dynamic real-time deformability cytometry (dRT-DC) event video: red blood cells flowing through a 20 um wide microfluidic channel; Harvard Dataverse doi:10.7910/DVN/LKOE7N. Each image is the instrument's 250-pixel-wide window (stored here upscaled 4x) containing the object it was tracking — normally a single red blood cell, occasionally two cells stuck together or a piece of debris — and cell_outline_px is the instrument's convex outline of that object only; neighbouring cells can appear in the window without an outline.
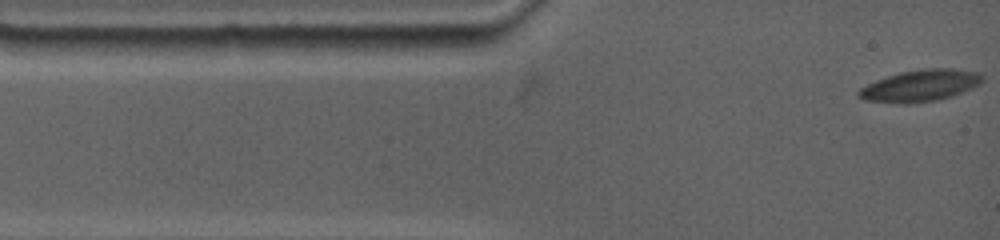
{"species": "common noctule bat (a hibernating species)", "species_latin": "Nyctalus noctula", "temperature_condition": "warm", "stored_images_in_passage": 81, "camera_frame_rate_fps": 4500, "um_per_image_px": 0.085, "animal": {"sex": "female", "body_mass_g": 19.0, "forearm_length_mm": 53.3}, "frame": {"image": 1, "passage_image": 1, "time_ms": 0.0, "image_size_px": [1000, 240], "cell_outline_px": [[980, 80], [976, 84], [968, 88], [948, 96], [936, 100], [904, 104], [868, 100], [860, 96], [856, 92], [860, 88], [868, 84], [888, 76], [904, 72], [932, 68], [944, 68], [976, 72], [980, 76]], "centroid_in_image_um": [78.13, 7.29], "position_along_channel_um": 6.9, "area_um2": 21.56}}
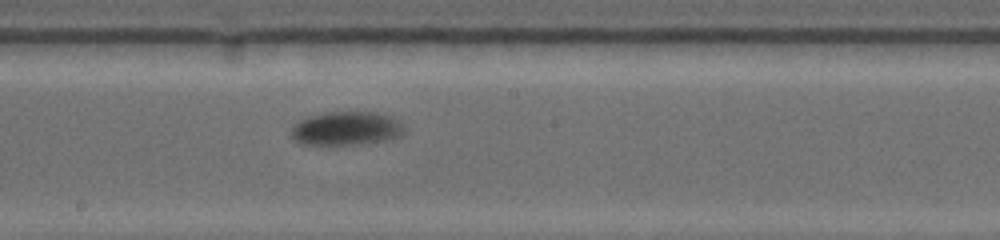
{"frame": {"image": 2, "passage_image": 35, "time_ms": 7.556, "image_size_px": [1000, 240], "cell_outline_px": [[404, 128], [396, 136], [384, 140], [356, 144], [300, 144], [292, 136], [292, 128], [300, 120], [324, 112], [372, 112], [396, 120]], "centroid_in_image_um": [29.35, 10.92], "position_along_channel_um": 218.8, "area_um2": 21.27}}
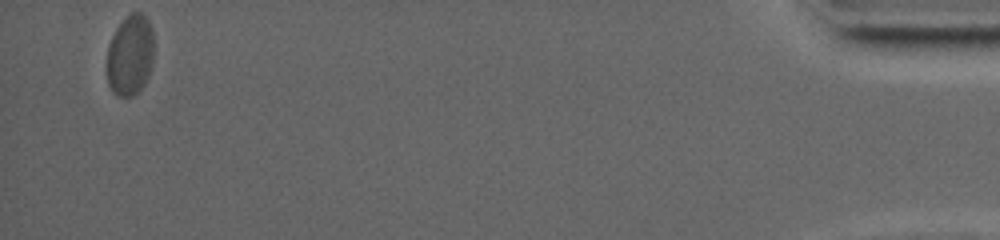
{"frame": {"image": 3, "passage_image": 81, "time_ms": 17.778, "image_size_px": [1000, 240], "cell_outline_px": [[152, 64], [148, 76], [144, 84], [132, 96], [120, 96], [112, 92], [108, 84], [104, 64], [108, 44], [116, 28], [132, 12], [140, 12], [148, 20], [152, 28]], "centroid_in_image_um": [11.01, 4.71], "position_along_channel_um": 424.2, "area_um2": 22.31}, "authors_computed_cell_mechanics": {"area_um2": 22.1374, "velocity_mm_per_s": 3.3921, "shape_relaxation_time_tau1_ms": 4.7592, "shape_relaxation_time_tau2_ms": null, "deformation_change_tau1": 0.151, "deformation_change_tau2": null}}